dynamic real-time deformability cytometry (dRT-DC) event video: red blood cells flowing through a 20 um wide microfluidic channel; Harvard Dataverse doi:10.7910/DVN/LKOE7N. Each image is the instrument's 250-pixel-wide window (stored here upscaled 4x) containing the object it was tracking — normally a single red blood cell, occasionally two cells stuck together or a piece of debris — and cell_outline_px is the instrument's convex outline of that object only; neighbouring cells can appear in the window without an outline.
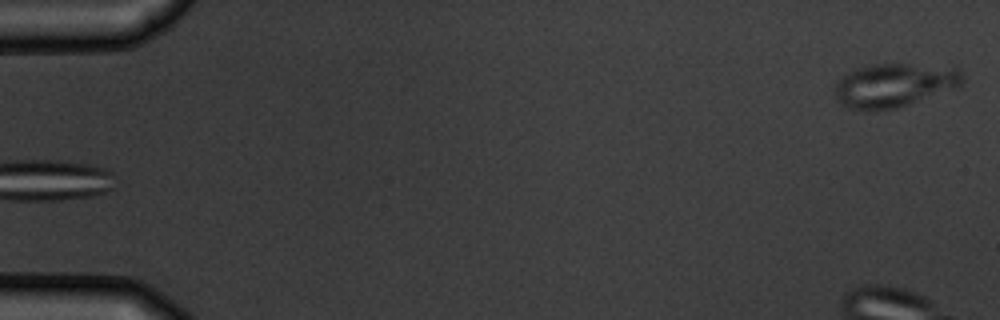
{"species": "common noctule bat (a hibernating species)", "species_latin": "Nyctalus noctula", "temperature_condition": "warm", "stored_images_in_passage": 10, "camera_frame_rate_fps": 3000, "um_per_image_px": 0.085, "animal": {"sex": "male", "body_mass_g": 19.5, "forearm_length_mm": 54.6}, "frame": {"image": 1, "passage_image": 1, "time_ms": 0.0, "image_size_px": [1000, 320], "cell_outline_px": [[964, 80], [960, 84], [952, 88], [896, 108], [876, 112], [868, 112], [848, 108], [836, 100], [836, 84], [840, 76], [848, 72], [860, 68], [876, 64], [908, 64], [956, 68], [960, 72]], "centroid_in_image_um": [75.92, 7.27], "position_along_channel_um": 9.1, "area_um2": 32.08}}